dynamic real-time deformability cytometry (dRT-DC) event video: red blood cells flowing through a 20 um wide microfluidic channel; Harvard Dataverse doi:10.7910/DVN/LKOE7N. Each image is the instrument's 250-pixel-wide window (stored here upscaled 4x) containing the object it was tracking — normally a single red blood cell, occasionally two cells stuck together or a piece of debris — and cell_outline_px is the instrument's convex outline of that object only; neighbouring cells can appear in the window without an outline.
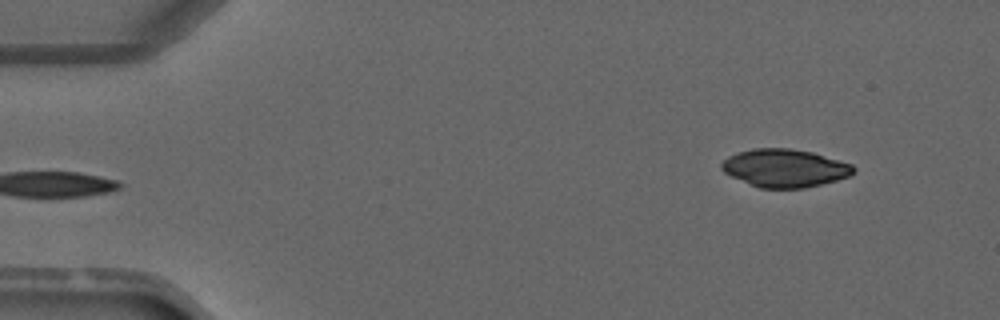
{"species": "common noctule bat (a hibernating species)", "species_latin": "Nyctalus noctula", "temperature_condition": "warm", "stored_images_in_passage": 4, "segment_of_instrument_passage": [2, 2], "camera_frame_rate_fps": 3000, "um_per_image_px": 0.085, "animal": {"sex": "male", "forearm_length_mm": 52.5}, "frame": {"image": 1, "passage_image": 4, "time_ms": 4.667, "image_size_px": [1000, 320], "cell_outline_px": [[856, 168], [848, 176], [836, 180], [804, 188], [760, 188], [732, 176], [724, 172], [720, 168], [720, 164], [728, 156], [736, 152], [752, 148], [788, 148], [812, 152], [852, 164]], "centroid_in_image_um": [66.67, 14.27], "position_along_channel_um": 18.3, "area_um2": 29.02}}